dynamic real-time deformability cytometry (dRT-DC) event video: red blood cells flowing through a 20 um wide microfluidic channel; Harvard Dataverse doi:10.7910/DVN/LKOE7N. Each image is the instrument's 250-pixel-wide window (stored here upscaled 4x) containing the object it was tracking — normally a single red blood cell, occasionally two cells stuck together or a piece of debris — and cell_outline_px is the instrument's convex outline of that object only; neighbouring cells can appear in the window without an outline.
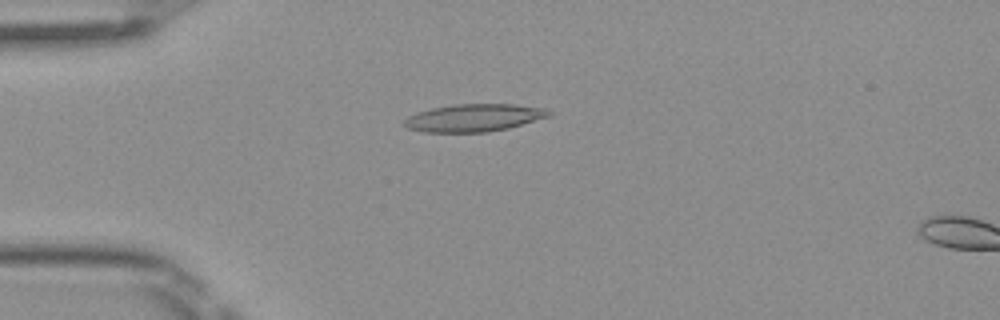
{"species": "Egyptian fruit bat (a non-hibernating species)", "species_latin": "Rousettus aegyptiacus", "temperature_condition": "room temperature", "stored_images_in_passage": 5, "camera_frame_rate_fps": 3000, "um_per_image_px": 0.085, "frame": {"image": 1, "passage_image": 4, "time_ms": 1.0, "image_size_px": [1000, 320], "cell_outline_px": [[552, 116], [508, 128], [488, 132], [424, 132], [408, 128], [404, 124], [404, 120], [408, 116], [416, 112], [432, 108], [452, 104], [512, 104], [544, 108], [552, 112]], "centroid_in_image_um": [40.3, 10.01], "position_along_channel_um": 44.7, "area_um2": 23.29}}